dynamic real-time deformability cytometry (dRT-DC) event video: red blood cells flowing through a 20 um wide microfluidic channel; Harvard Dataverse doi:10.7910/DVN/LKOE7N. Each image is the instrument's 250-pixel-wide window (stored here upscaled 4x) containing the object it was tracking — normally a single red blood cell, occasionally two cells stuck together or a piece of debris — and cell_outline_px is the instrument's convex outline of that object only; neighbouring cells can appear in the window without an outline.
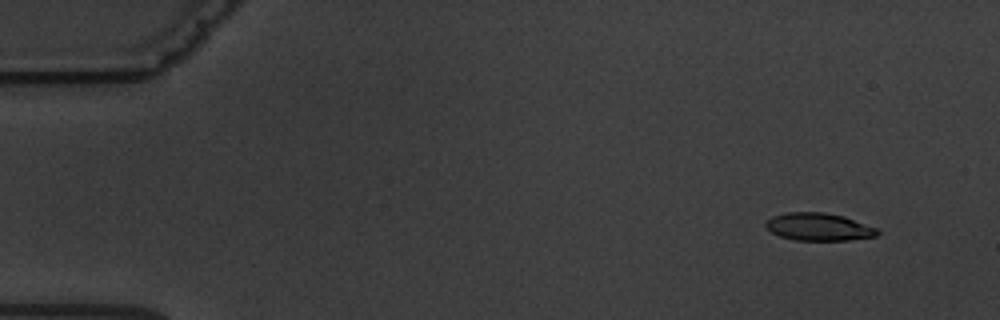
{"species": "common noctule bat (a hibernating species)", "species_latin": "Nyctalus noctula", "temperature_condition": "warm", "stored_images_in_passage": 10, "camera_frame_rate_fps": 3000, "um_per_image_px": 0.085, "animal": {"sex": "male", "body_mass_g": 19.5, "forearm_length_mm": 54.6}, "frame": {"image": 1, "passage_image": 2, "time_ms": 1.0, "image_size_px": [1000, 320], "cell_outline_px": [[880, 232], [876, 236], [848, 240], [796, 240], [780, 236], [772, 232], [764, 224], [772, 216], [788, 212], [824, 212], [844, 216], [880, 228]], "centroid_in_image_um": [69.65, 19.28], "position_along_channel_um": 15.4, "area_um2": 18.03}}
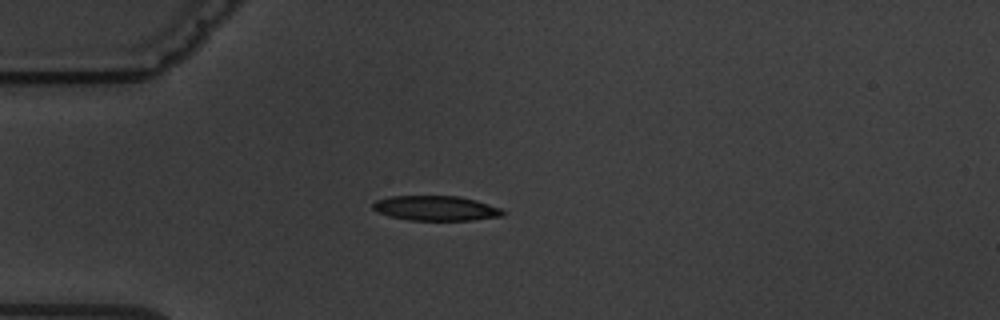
{"frame": {"image": 2, "passage_image": 5, "time_ms": 4.667, "image_size_px": [1000, 320], "cell_outline_px": [[504, 216], [472, 220], [408, 220], [388, 216], [376, 212], [372, 208], [372, 204], [376, 200], [392, 196], [460, 196], [476, 200], [500, 208], [504, 212]], "centroid_in_image_um": [37.02, 17.7], "position_along_channel_um": 48.0, "area_um2": 18.9}}